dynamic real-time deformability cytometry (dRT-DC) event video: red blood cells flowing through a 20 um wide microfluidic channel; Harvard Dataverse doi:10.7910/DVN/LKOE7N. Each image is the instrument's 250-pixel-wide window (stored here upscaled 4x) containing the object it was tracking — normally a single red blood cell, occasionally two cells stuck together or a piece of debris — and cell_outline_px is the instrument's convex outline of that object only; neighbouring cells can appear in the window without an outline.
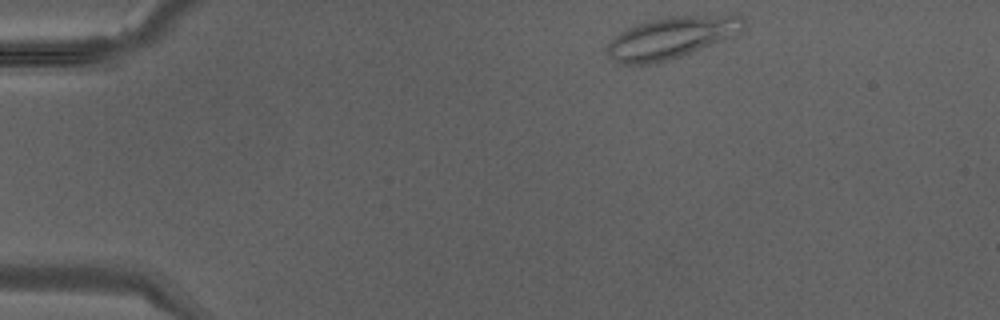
{"species": "Egyptian fruit bat (a non-hibernating species)", "species_latin": "Rousettus aegyptiacus", "temperature_condition": "warm", "stored_images_in_passage": 35, "camera_frame_rate_fps": 3000, "um_per_image_px": 0.085, "animal": {"sex": "male"}, "frame": {"image": 1, "passage_image": 1, "time_ms": 0.0, "image_size_px": [1000, 320], "cell_outline_px": [[744, 28], [736, 36], [680, 56], [656, 64], [620, 64], [608, 56], [608, 44], [620, 32], [636, 24], [668, 16], [740, 16], [744, 20]], "centroid_in_image_um": [57.06, 3.22], "position_along_channel_um": 27.9, "area_um2": 32.71}}
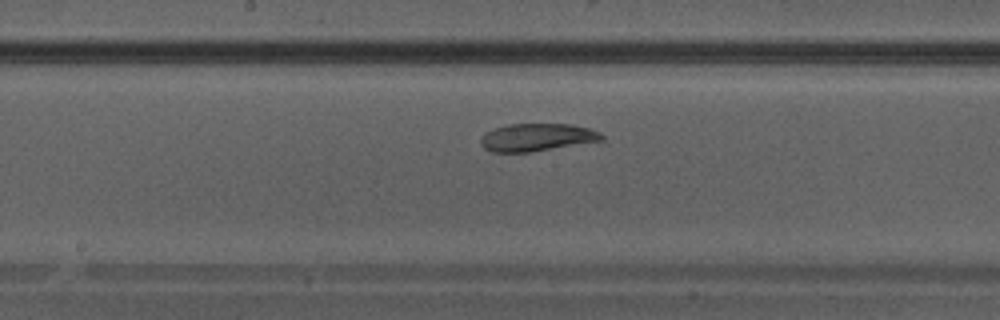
{"frame": {"image": 2, "passage_image": 16, "time_ms": 5.0, "image_size_px": [1000, 320], "cell_outline_px": [[604, 140], [532, 152], [492, 152], [484, 148], [480, 144], [480, 136], [484, 132], [492, 128], [508, 124], [572, 124], [588, 128], [600, 132], [604, 136]], "centroid_in_image_um": [45.6, 11.67], "position_along_channel_um": 202.6, "area_um2": 19.77}}
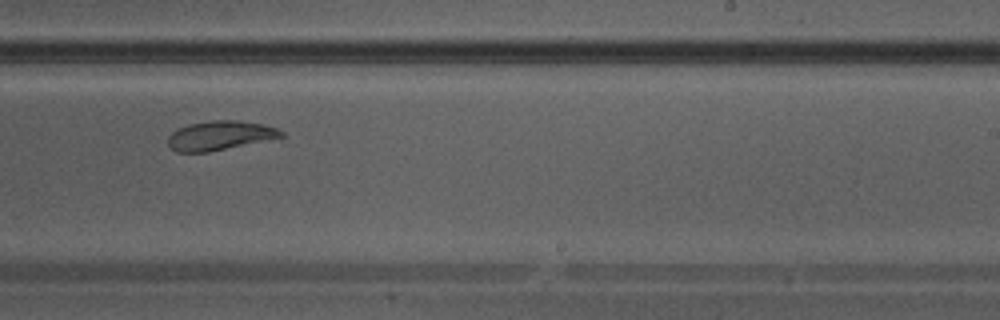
{"frame": {"image": 3, "passage_image": 20, "time_ms": 6.333, "image_size_px": [1000, 320], "cell_outline_px": [[284, 136], [208, 152], [176, 152], [168, 144], [168, 136], [172, 132], [188, 124], [212, 120], [236, 120], [264, 124], [276, 128], [284, 132]], "centroid_in_image_um": [18.67, 11.51], "position_along_channel_um": 270.3, "area_um2": 19.02}}